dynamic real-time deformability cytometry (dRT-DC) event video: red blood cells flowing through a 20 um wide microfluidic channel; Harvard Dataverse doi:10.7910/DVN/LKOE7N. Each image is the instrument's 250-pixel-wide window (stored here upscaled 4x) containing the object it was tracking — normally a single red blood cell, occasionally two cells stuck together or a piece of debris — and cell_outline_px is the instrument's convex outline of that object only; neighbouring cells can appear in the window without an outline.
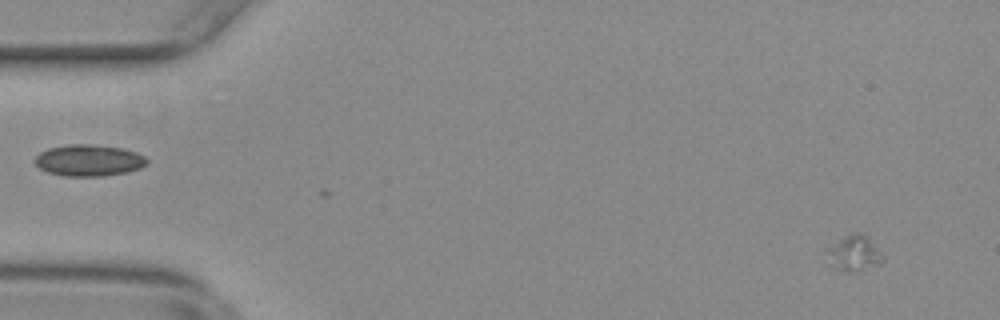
{"species": "common noctule bat (a hibernating species)", "species_latin": "Nyctalus noctula", "temperature_condition": "warm", "stored_images_in_passage": 55, "camera_frame_rate_fps": 3000, "um_per_image_px": 0.085, "animal": {"sex": "female", "body_mass_g": 29.2, "forearm_length_mm": 56.3}, "frame": {"image": 1, "passage_image": 1, "time_ms": 0.0, "image_size_px": [1000, 320], "cell_outline_px": [[884, 260], [880, 264], [860, 272], [848, 272], [824, 264], [828, 248], [844, 236], [852, 232], [864, 232], [868, 236], [884, 256]], "centroid_in_image_um": [72.59, 21.55], "position_along_channel_um": 12.4, "area_um2": 12.14}}
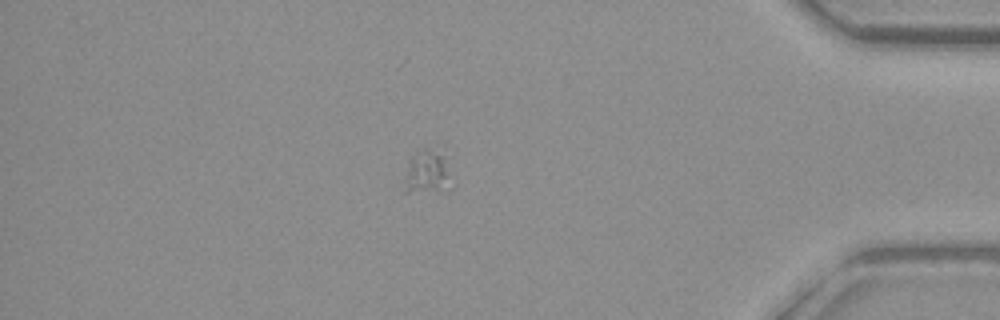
{"frame": {"image": 2, "passage_image": 47, "time_ms": 15.333, "image_size_px": [1000, 320], "cell_outline_px": [[444, 176], [440, 188], [408, 192], [404, 192], [400, 188], [412, 156], [420, 148], [428, 148], [444, 156]], "centroid_in_image_um": [36.05, 14.57], "position_along_channel_um": 399.2, "area_um2": 10.4}}
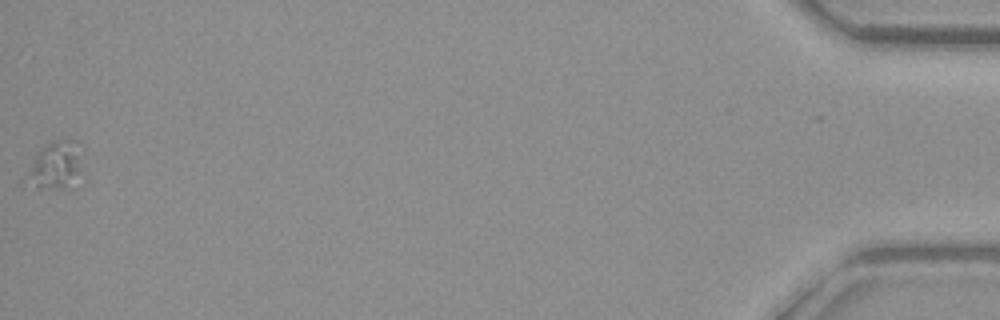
{"frame": {"image": 3, "passage_image": 55, "time_ms": 18.0, "image_size_px": [1000, 320], "cell_outline_px": [[76, 180], [72, 184], [64, 188], [36, 188], [20, 184], [24, 176], [36, 156], [48, 144], [56, 140], [76, 152]], "centroid_in_image_um": [4.44, 14.27], "position_along_channel_um": 430.8, "area_um2": 13.64}}